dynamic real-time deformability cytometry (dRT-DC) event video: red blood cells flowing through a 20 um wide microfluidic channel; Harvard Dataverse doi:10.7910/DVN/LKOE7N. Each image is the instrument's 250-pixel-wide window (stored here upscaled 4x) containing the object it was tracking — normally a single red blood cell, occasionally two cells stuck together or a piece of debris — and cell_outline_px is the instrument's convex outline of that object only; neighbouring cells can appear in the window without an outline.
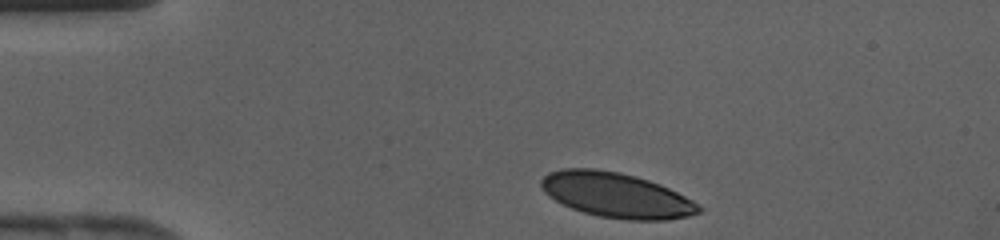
{"species": "human", "species_latin": "Homo sapiens", "temperature_condition": "cold", "stored_images_in_passage": 30, "camera_frame_rate_fps": 3000, "um_per_image_px": 0.085, "donor": {"sex": "female"}, "frame": {"image": 1, "passage_image": 1, "time_ms": 0.0, "image_size_px": [1000, 240], "cell_outline_px": [[704, 208], [700, 212], [688, 216], [668, 220], [628, 220], [600, 216], [584, 212], [572, 208], [548, 196], [544, 192], [540, 184], [540, 180], [548, 172], [564, 168], [592, 168], [620, 172], [636, 176], [660, 184], [700, 204]], "centroid_in_image_um": [52.39, 16.58], "position_along_channel_um": 32.6, "area_um2": 41.27}}
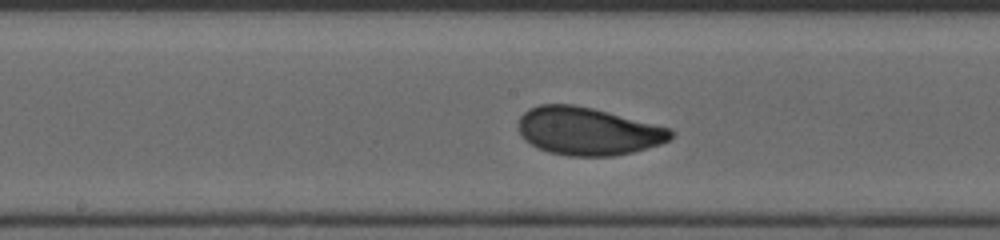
{"frame": {"image": 2, "passage_image": 15, "time_ms": 4.667, "image_size_px": [1000, 240], "cell_outline_px": [[676, 132], [668, 140], [660, 144], [632, 152], [612, 156], [568, 156], [548, 152], [524, 140], [520, 132], [520, 116], [528, 108], [540, 104], [572, 104], [592, 108], [672, 128]], "centroid_in_image_um": [49.99, 11.15], "position_along_channel_um": 198.2, "area_um2": 42.37}}
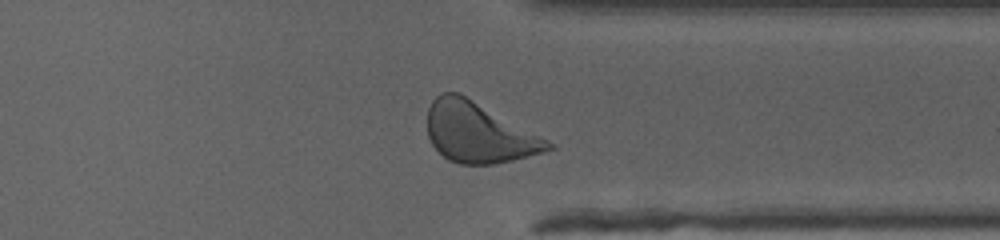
{"frame": {"image": 3, "passage_image": 26, "time_ms": 8.333, "image_size_px": [1000, 240], "cell_outline_px": [[556, 148], [544, 152], [512, 160], [492, 164], [460, 164], [448, 160], [432, 144], [428, 136], [428, 108], [432, 100], [440, 92], [460, 92], [556, 144]], "centroid_in_image_um": [40.69, 11.26], "position_along_channel_um": 370.7, "area_um2": 42.37}}